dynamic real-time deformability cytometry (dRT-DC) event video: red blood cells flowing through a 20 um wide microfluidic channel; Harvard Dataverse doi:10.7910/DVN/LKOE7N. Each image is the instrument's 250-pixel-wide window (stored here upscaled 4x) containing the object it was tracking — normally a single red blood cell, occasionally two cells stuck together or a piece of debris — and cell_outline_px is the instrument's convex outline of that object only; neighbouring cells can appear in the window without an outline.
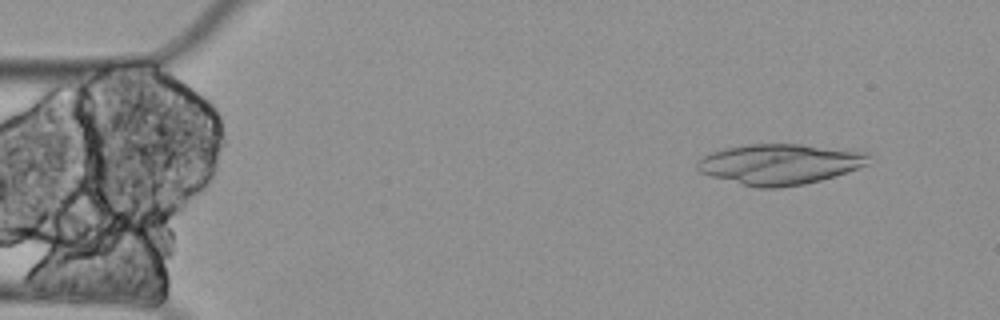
{"species": "Egyptian fruit bat (a non-hibernating species)", "species_latin": "Rousettus aegyptiacus", "temperature_condition": "cold", "stored_images_in_passage": 5, "camera_frame_rate_fps": 3000, "um_per_image_px": 0.085, "animal": {"sex": "female"}, "frame": {"image": 1, "passage_image": 2, "time_ms": 0.333, "image_size_px": [1000, 320], "cell_outline_px": [[872, 152], [868, 164], [820, 180], [804, 184], [776, 188], [756, 188], [712, 176], [700, 172], [696, 168], [696, 164], [704, 156], [712, 152], [724, 148], [748, 144], [800, 144]], "centroid_in_image_um": [66.3, 13.94], "position_along_channel_um": 18.7, "area_um2": 40.34}}